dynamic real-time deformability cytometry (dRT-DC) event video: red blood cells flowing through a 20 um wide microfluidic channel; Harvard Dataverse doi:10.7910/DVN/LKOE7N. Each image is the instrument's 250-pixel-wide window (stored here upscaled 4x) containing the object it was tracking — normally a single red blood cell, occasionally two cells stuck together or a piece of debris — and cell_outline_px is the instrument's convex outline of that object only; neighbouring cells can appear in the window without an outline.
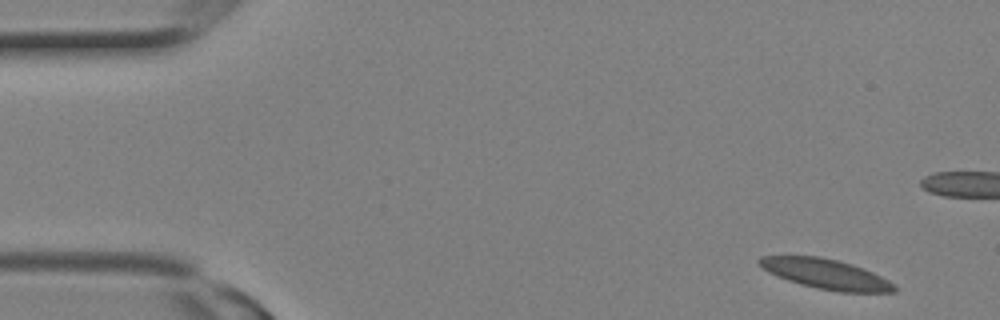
{"species": "Egyptian fruit bat (a non-hibernating species)", "species_latin": "Rousettus aegyptiacus", "temperature_condition": "room temperature", "stored_images_in_passage": 4, "camera_frame_rate_fps": 3000, "um_per_image_px": 0.085, "animal": {"sex": "female"}, "frame": {"image": 1, "passage_image": 1, "time_ms": 0.0, "image_size_px": [1000, 320], "cell_outline_px": [[896, 292], [840, 292], [816, 288], [800, 284], [776, 276], [768, 272], [756, 260], [760, 256], [820, 256], [852, 264], [864, 268], [888, 280], [896, 288]], "centroid_in_image_um": [70.18, 23.29], "position_along_channel_um": 14.8, "area_um2": 23.41}}
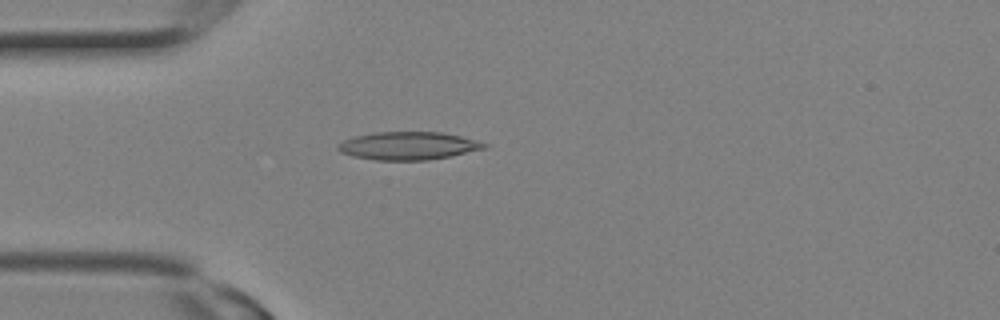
{"frame": {"image": 2, "passage_image": 4, "time_ms": 1.0, "image_size_px": [1000, 320], "cell_outline_px": [[488, 148], [452, 156], [428, 160], [376, 160], [352, 156], [340, 152], [336, 148], [336, 144], [344, 140], [356, 136], [372, 132], [444, 132], [476, 140], [488, 144]], "centroid_in_image_um": [34.71, 12.39], "position_along_channel_um": 50.3, "area_um2": 24.04}}